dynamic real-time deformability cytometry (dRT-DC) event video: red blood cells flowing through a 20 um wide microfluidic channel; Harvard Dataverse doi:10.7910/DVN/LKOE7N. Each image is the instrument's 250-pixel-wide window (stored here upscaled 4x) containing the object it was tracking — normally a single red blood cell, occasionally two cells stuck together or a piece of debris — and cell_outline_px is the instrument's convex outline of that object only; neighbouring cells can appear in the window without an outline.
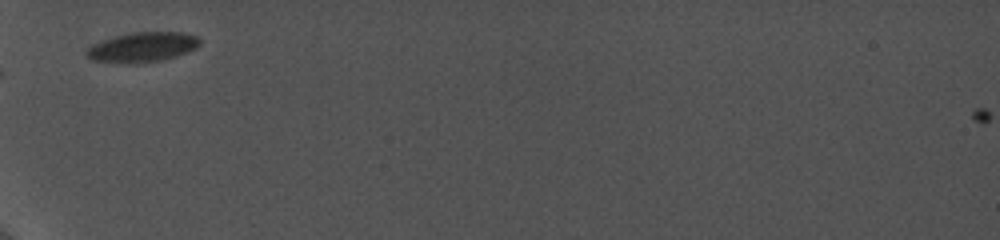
{"species": "common noctule bat (a hibernating species)", "species_latin": "Nyctalus noctula", "temperature_condition": "cold", "stored_images_in_passage": 12, "camera_frame_rate_fps": 5000, "um_per_image_px": 0.085, "animal": {"sex": "female", "body_mass_g": 19.0, "forearm_length_mm": 56.7}, "frame": {"image": 1, "passage_image": 1, "time_ms": 0.0, "image_size_px": [1000, 240], "cell_outline_px": [[200, 44], [196, 48], [188, 52], [176, 56], [160, 60], [132, 64], [92, 60], [84, 52], [92, 44], [100, 40], [128, 32], [184, 32], [196, 36], [200, 40]], "centroid_in_image_um": [12.09, 3.99], "position_along_channel_um": 72.9, "area_um2": 19.83}}